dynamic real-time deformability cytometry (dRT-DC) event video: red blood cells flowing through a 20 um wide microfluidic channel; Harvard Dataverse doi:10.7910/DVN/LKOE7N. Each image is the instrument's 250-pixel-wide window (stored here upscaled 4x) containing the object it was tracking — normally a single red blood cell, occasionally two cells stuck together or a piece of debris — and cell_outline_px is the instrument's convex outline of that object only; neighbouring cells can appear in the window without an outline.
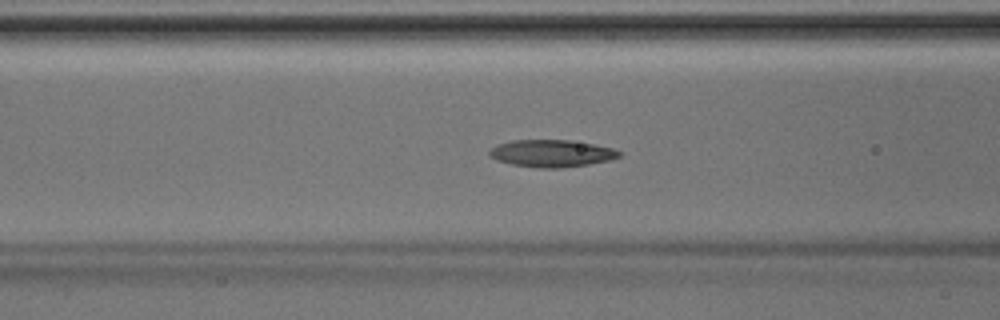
{"species": "Egyptian fruit bat (a non-hibernating species)", "species_latin": "Rousettus aegyptiacus", "temperature_condition": "room temperature", "stored_images_in_passage": 47, "camera_frame_rate_fps": 3000, "um_per_image_px": 0.085, "animal": {"sex": "male"}, "frame": {"image": 1, "passage_image": 18, "time_ms": 5.667, "image_size_px": [1000, 320], "cell_outline_px": [[620, 156], [612, 160], [588, 164], [560, 168], [540, 168], [512, 164], [496, 160], [488, 156], [488, 152], [492, 148], [500, 144], [512, 140], [568, 140], [592, 144], [612, 148], [620, 152]], "centroid_in_image_um": [46.87, 13.04], "position_along_channel_um": 119.7, "area_um2": 20.4}}
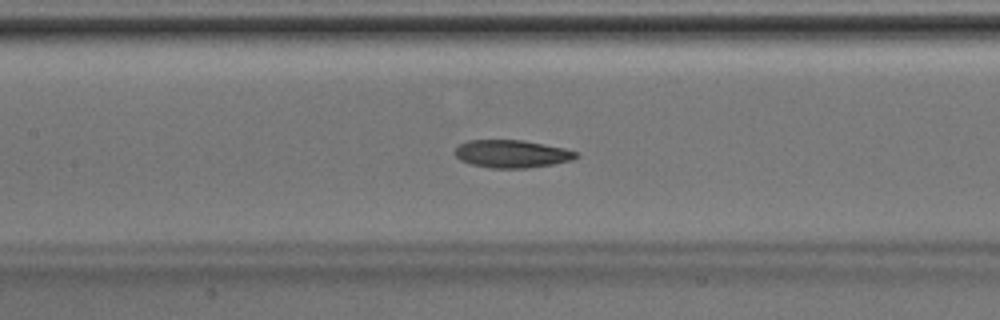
{"frame": {"image": 2, "passage_image": 21, "time_ms": 6.667, "image_size_px": [1000, 320], "cell_outline_px": [[580, 156], [572, 160], [552, 164], [528, 168], [488, 168], [472, 164], [460, 160], [456, 156], [456, 148], [460, 144], [468, 140], [524, 140], [564, 148], [576, 152]], "centroid_in_image_um": [43.52, 13.08], "position_along_channel_um": 163.9, "area_um2": 19.54}}
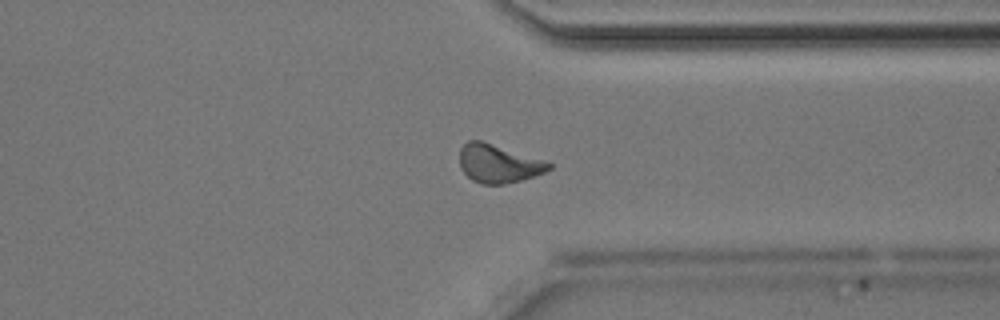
{"frame": {"image": 3, "passage_image": 35, "time_ms": 11.333, "image_size_px": [1000, 320], "cell_outline_px": [[552, 168], [544, 172], [520, 180], [504, 184], [484, 184], [472, 180], [460, 168], [460, 148], [468, 140], [480, 140], [548, 160], [552, 164]], "centroid_in_image_um": [42.39, 13.89], "position_along_channel_um": 369.0, "area_um2": 20.0}}